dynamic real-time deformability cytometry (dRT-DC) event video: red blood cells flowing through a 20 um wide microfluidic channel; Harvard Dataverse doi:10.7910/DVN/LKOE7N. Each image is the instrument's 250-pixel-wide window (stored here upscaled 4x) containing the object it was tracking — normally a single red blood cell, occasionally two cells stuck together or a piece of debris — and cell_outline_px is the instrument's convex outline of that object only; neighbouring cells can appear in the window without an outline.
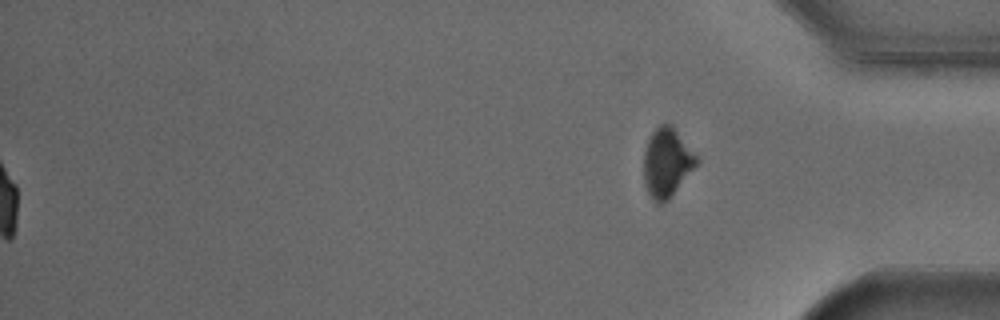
{"species": "Egyptian fruit bat (a non-hibernating species)", "species_latin": "Rousettus aegyptiacus", "temperature_condition": "cold", "stored_images_in_passage": 55, "segment_of_instrument_passage": [2, 2], "camera_frame_rate_fps": 3000, "um_per_image_px": 0.085, "animal": {"sex": "male"}, "frame": {"image": 1, "passage_image": 55, "time_ms": 18.0, "image_size_px": [1000, 320], "cell_outline_px": [[700, 160], [668, 200], [660, 204], [656, 204], [652, 200], [644, 184], [644, 152], [648, 140], [652, 132], [660, 124], [672, 124]], "centroid_in_image_um": [56.67, 13.82], "position_along_channel_um": 378.5, "area_um2": 21.1}}